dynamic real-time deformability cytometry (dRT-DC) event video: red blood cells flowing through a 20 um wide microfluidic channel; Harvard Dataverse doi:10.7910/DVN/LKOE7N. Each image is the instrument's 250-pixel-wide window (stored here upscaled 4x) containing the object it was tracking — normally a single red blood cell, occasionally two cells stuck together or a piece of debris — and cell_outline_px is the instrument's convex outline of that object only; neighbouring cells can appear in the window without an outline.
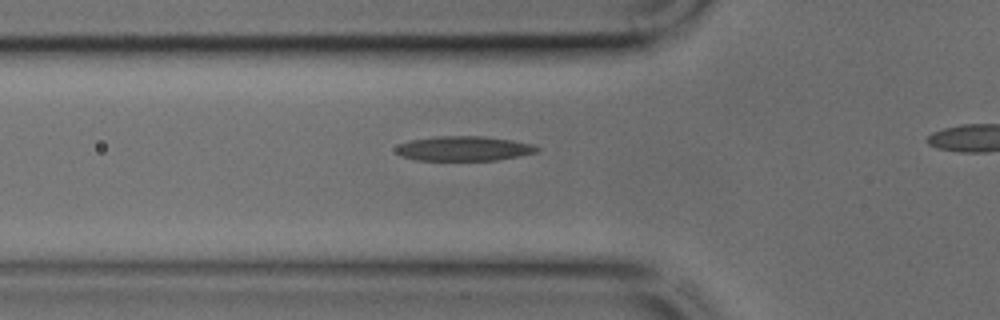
{"species": "common noctule bat (a hibernating species)", "species_latin": "Nyctalus noctula", "temperature_condition": "cold", "stored_images_in_passage": 26, "camera_frame_rate_fps": 3000, "um_per_image_px": 0.085, "animal": {"sex": "male", "body_mass_g": 17.9, "forearm_length_mm": 54.2}, "frame": {"image": 1, "passage_image": 5, "time_ms": 1.333, "image_size_px": [1000, 320], "cell_outline_px": [[540, 148], [536, 152], [520, 156], [496, 160], [416, 160], [404, 156], [396, 152], [396, 148], [400, 144], [412, 140], [436, 136], [484, 136], [512, 140], [532, 144]], "centroid_in_image_um": [39.46, 12.62], "position_along_channel_um": 86.3, "area_um2": 20.11}}
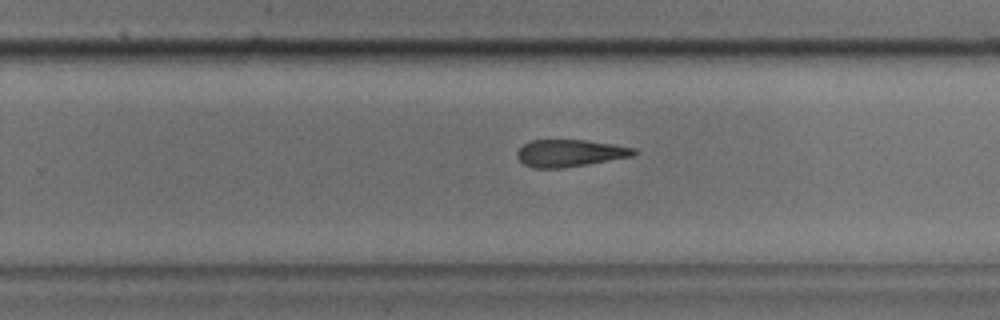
{"frame": {"image": 2, "passage_image": 18, "time_ms": 5.667, "image_size_px": [1000, 320], "cell_outline_px": [[640, 152], [636, 156], [588, 164], [560, 168], [532, 168], [524, 164], [516, 156], [516, 152], [524, 144], [532, 140], [588, 140], [636, 148]], "centroid_in_image_um": [48.49, 13.02], "position_along_channel_um": 281.3, "area_um2": 18.67}}
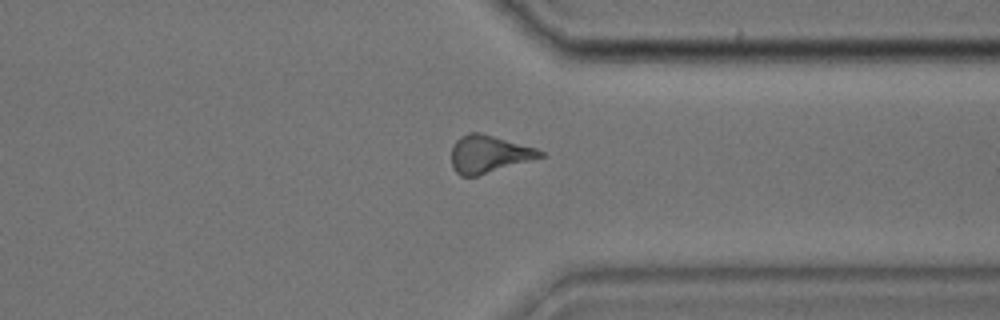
{"frame": {"image": 3, "passage_image": 24, "time_ms": 7.667, "image_size_px": [1000, 320], "cell_outline_px": [[544, 156], [476, 176], [460, 176], [452, 168], [452, 144], [460, 136], [468, 132], [480, 132], [536, 148], [544, 152]], "centroid_in_image_um": [41.5, 13.08], "position_along_channel_um": 369.9, "area_um2": 19.25}}